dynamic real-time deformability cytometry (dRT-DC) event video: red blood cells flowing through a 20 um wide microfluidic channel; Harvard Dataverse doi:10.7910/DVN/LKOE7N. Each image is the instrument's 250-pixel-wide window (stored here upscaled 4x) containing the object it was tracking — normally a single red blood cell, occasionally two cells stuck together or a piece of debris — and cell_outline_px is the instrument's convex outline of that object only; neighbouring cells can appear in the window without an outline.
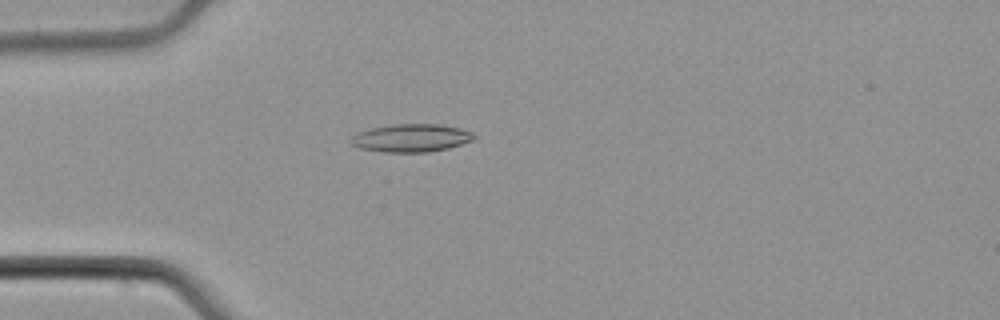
{"species": "common noctule bat (a hibernating species)", "species_latin": "Nyctalus noctula", "temperature_condition": "cold", "stored_images_in_passage": 4, "camera_frame_rate_fps": 3000, "um_per_image_px": 0.085, "animal": {"sex": "male", "body_mass_g": 21.5, "forearm_length_mm": 52.0}, "frame": {"image": 1, "passage_image": 4, "time_ms": 1.0, "image_size_px": [1000, 320], "cell_outline_px": [[476, 136], [472, 140], [448, 148], [428, 152], [384, 152], [360, 148], [352, 144], [348, 140], [356, 132], [372, 128], [392, 124], [440, 124], [460, 128], [472, 132]], "centroid_in_image_um": [34.92, 11.72], "position_along_channel_um": 50.1, "area_um2": 20.06}}